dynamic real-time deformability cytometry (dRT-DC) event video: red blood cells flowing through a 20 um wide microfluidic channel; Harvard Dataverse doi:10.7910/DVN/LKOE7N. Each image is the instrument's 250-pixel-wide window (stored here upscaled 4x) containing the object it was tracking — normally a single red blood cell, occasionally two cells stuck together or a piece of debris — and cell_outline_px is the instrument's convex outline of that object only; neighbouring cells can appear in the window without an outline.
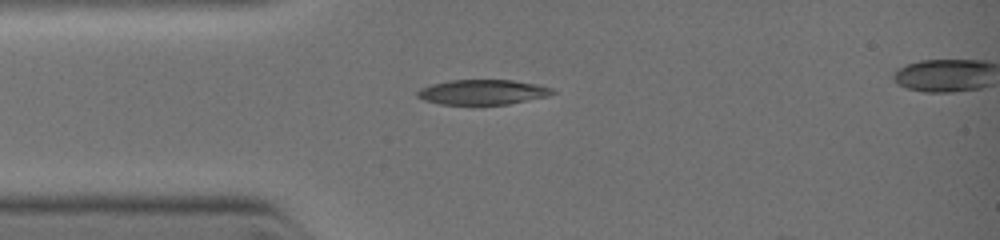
{"species": "common noctule bat (a hibernating species)", "species_latin": "Nyctalus noctula", "temperature_condition": "warm", "stored_images_in_passage": 3, "segment_of_instrument_passage": [1, 2], "camera_frame_rate_fps": 3000, "um_per_image_px": 0.085, "animal": {"sex": "female", "body_mass_g": 19.0, "forearm_length_mm": 51.5}, "frame": {"image": 1, "passage_image": 1, "time_ms": 0.0, "image_size_px": [1000, 240], "cell_outline_px": [[556, 92], [548, 96], [508, 104], [440, 104], [424, 100], [416, 96], [416, 92], [432, 84], [452, 80], [512, 80], [536, 84], [552, 88]], "centroid_in_image_um": [41.04, 7.83], "position_along_channel_um": 44.0, "area_um2": 19.42}}